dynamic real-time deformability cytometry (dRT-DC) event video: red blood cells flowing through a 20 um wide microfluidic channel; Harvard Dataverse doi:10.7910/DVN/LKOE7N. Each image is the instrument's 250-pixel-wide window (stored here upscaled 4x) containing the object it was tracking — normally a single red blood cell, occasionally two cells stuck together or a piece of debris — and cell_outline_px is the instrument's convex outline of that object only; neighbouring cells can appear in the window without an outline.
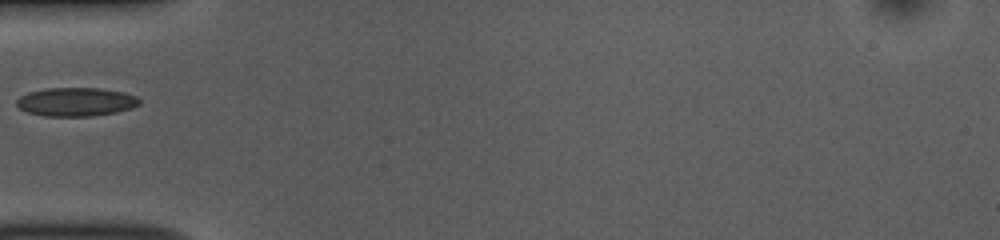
{"species": "common noctule bat (a hibernating species)", "species_latin": "Nyctalus noctula", "temperature_condition": "room temperature", "stored_images_in_passage": 35, "camera_frame_rate_fps": 3000, "um_per_image_px": 0.085, "animal": {"sex": "female", "body_mass_g": 10.0, "forearm_length_mm": 53.1}, "frame": {"image": 1, "passage_image": 1, "time_ms": 0.0, "image_size_px": [1000, 240], "cell_outline_px": [[140, 104], [132, 108], [116, 112], [92, 116], [44, 116], [28, 112], [20, 108], [16, 104], [16, 100], [20, 96], [28, 92], [48, 88], [100, 88], [124, 92], [136, 96], [140, 100]], "centroid_in_image_um": [6.47, 8.65], "position_along_channel_um": 78.5, "area_um2": 20.52}}
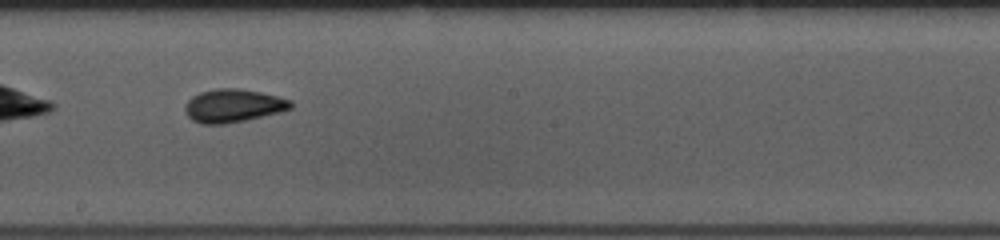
{"frame": {"image": 2, "passage_image": 13, "time_ms": 4.0, "image_size_px": [1000, 240], "cell_outline_px": [[292, 108], [280, 112], [244, 120], [224, 124], [200, 124], [192, 120], [184, 112], [184, 108], [188, 100], [192, 96], [200, 92], [216, 88], [236, 88], [260, 92], [292, 100]], "centroid_in_image_um": [19.79, 8.98], "position_along_channel_um": 228.4, "area_um2": 20.4}}
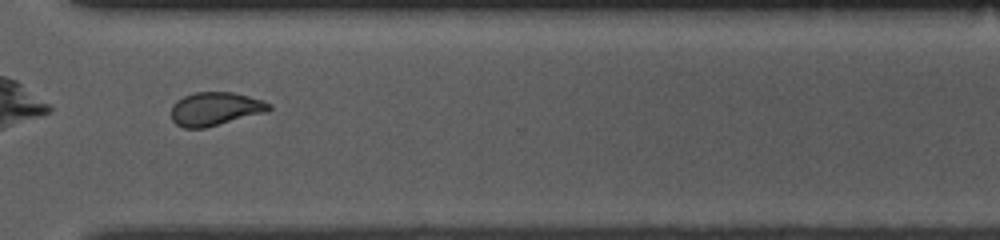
{"frame": {"image": 3, "passage_image": 23, "time_ms": 7.333, "image_size_px": [1000, 240], "cell_outline_px": [[272, 108], [268, 112], [204, 128], [184, 128], [176, 124], [172, 120], [172, 104], [176, 100], [184, 96], [196, 92], [232, 92], [248, 96], [272, 104]], "centroid_in_image_um": [18.3, 9.25], "position_along_channel_um": 352.3, "area_um2": 19.07}}